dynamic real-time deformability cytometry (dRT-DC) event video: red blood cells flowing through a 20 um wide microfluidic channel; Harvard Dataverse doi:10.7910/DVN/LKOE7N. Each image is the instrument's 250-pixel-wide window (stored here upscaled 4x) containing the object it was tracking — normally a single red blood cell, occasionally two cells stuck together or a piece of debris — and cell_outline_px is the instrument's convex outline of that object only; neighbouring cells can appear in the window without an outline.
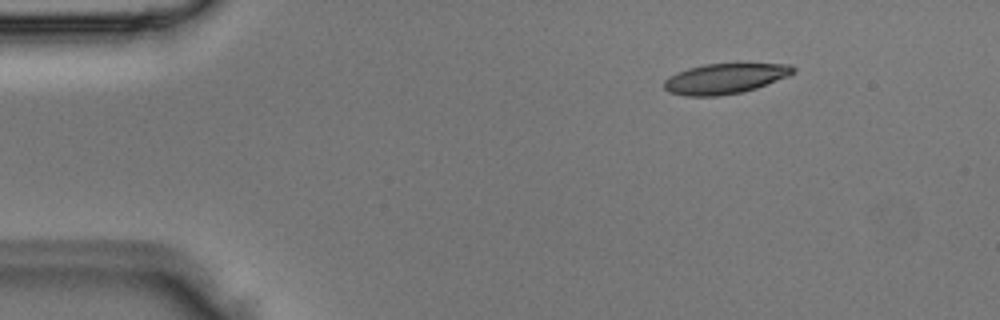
{"species": "Egyptian fruit bat (a non-hibernating species)", "species_latin": "Rousettus aegyptiacus", "temperature_condition": "room temperature", "stored_images_in_passage": 3, "camera_frame_rate_fps": 3000, "um_per_image_px": 0.085, "animal": {"sex": "male"}, "frame": {"image": 1, "passage_image": 1, "time_ms": 0.0, "image_size_px": [1000, 320], "cell_outline_px": [[796, 72], [788, 76], [756, 88], [744, 92], [716, 96], [684, 96], [668, 92], [664, 88], [664, 80], [668, 76], [676, 72], [688, 68], [704, 64], [792, 64], [796, 68]], "centroid_in_image_um": [61.6, 6.68], "position_along_channel_um": 23.4, "area_um2": 22.89}}